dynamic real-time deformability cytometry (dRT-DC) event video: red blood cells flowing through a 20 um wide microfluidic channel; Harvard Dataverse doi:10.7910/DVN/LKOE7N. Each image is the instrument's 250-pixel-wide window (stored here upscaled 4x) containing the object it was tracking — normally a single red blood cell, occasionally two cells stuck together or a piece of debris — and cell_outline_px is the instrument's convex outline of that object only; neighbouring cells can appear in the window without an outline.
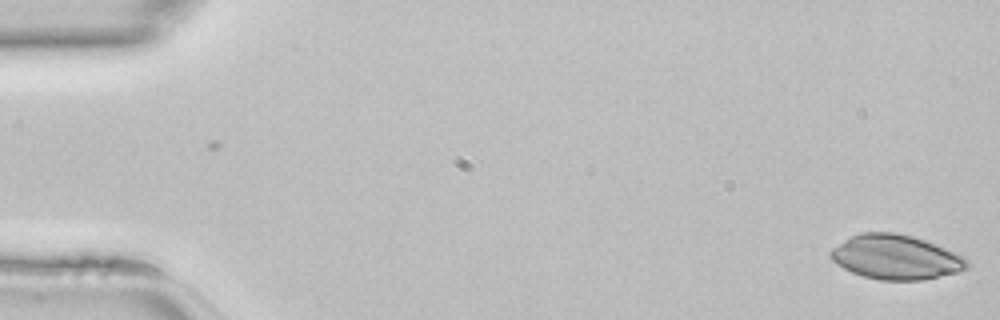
{"species": "common noctule bat (a hibernating species)", "species_latin": "Nyctalus noctula", "temperature_condition": "room temperature", "stored_images_in_passage": 6, "camera_frame_rate_fps": 3000, "um_per_image_px": 0.085, "animal": {"sex": "female", "body_mass_g": 22.7, "forearm_length_mm": 54.2}, "frame": {"image": 1, "passage_image": 6, "time_ms": 1.667, "image_size_px": [1000, 320], "cell_outline_px": [[972, 264], [968, 268], [956, 272], [920, 280], [880, 280], [864, 276], [852, 272], [836, 264], [828, 256], [828, 252], [832, 248], [852, 236], [860, 232], [896, 232], [912, 236], [936, 244], [964, 256]], "centroid_in_image_um": [76.14, 21.85], "position_along_channel_um": 8.9, "area_um2": 35.37}}